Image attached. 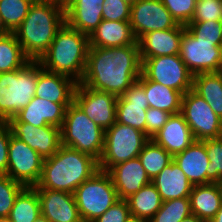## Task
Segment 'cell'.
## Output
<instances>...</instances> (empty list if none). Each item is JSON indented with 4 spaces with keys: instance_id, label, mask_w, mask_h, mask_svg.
<instances>
[{
    "instance_id": "15",
    "label": "cell",
    "mask_w": 222,
    "mask_h": 222,
    "mask_svg": "<svg viewBox=\"0 0 222 222\" xmlns=\"http://www.w3.org/2000/svg\"><path fill=\"white\" fill-rule=\"evenodd\" d=\"M7 123L13 136L24 141L43 158L53 156L61 146V128L46 125L35 127L29 123L18 122L14 117Z\"/></svg>"
},
{
    "instance_id": "1",
    "label": "cell",
    "mask_w": 222,
    "mask_h": 222,
    "mask_svg": "<svg viewBox=\"0 0 222 222\" xmlns=\"http://www.w3.org/2000/svg\"><path fill=\"white\" fill-rule=\"evenodd\" d=\"M139 44L90 47L81 85L122 96L140 77Z\"/></svg>"
},
{
    "instance_id": "16",
    "label": "cell",
    "mask_w": 222,
    "mask_h": 222,
    "mask_svg": "<svg viewBox=\"0 0 222 222\" xmlns=\"http://www.w3.org/2000/svg\"><path fill=\"white\" fill-rule=\"evenodd\" d=\"M149 108L144 87L136 81L117 98L116 122L134 127L146 134V111Z\"/></svg>"
},
{
    "instance_id": "42",
    "label": "cell",
    "mask_w": 222,
    "mask_h": 222,
    "mask_svg": "<svg viewBox=\"0 0 222 222\" xmlns=\"http://www.w3.org/2000/svg\"><path fill=\"white\" fill-rule=\"evenodd\" d=\"M131 216L127 200H117L93 222H126Z\"/></svg>"
},
{
    "instance_id": "54",
    "label": "cell",
    "mask_w": 222,
    "mask_h": 222,
    "mask_svg": "<svg viewBox=\"0 0 222 222\" xmlns=\"http://www.w3.org/2000/svg\"><path fill=\"white\" fill-rule=\"evenodd\" d=\"M222 192V180L218 183Z\"/></svg>"
},
{
    "instance_id": "25",
    "label": "cell",
    "mask_w": 222,
    "mask_h": 222,
    "mask_svg": "<svg viewBox=\"0 0 222 222\" xmlns=\"http://www.w3.org/2000/svg\"><path fill=\"white\" fill-rule=\"evenodd\" d=\"M162 201L189 197L193 185L180 167L172 161L152 181Z\"/></svg>"
},
{
    "instance_id": "4",
    "label": "cell",
    "mask_w": 222,
    "mask_h": 222,
    "mask_svg": "<svg viewBox=\"0 0 222 222\" xmlns=\"http://www.w3.org/2000/svg\"><path fill=\"white\" fill-rule=\"evenodd\" d=\"M89 48L88 35L65 22L38 61L43 69L72 77L80 83L85 73Z\"/></svg>"
},
{
    "instance_id": "41",
    "label": "cell",
    "mask_w": 222,
    "mask_h": 222,
    "mask_svg": "<svg viewBox=\"0 0 222 222\" xmlns=\"http://www.w3.org/2000/svg\"><path fill=\"white\" fill-rule=\"evenodd\" d=\"M102 17L109 21H130L131 5L124 0H104Z\"/></svg>"
},
{
    "instance_id": "45",
    "label": "cell",
    "mask_w": 222,
    "mask_h": 222,
    "mask_svg": "<svg viewBox=\"0 0 222 222\" xmlns=\"http://www.w3.org/2000/svg\"><path fill=\"white\" fill-rule=\"evenodd\" d=\"M104 0H71L67 5H102Z\"/></svg>"
},
{
    "instance_id": "50",
    "label": "cell",
    "mask_w": 222,
    "mask_h": 222,
    "mask_svg": "<svg viewBox=\"0 0 222 222\" xmlns=\"http://www.w3.org/2000/svg\"><path fill=\"white\" fill-rule=\"evenodd\" d=\"M34 222H49V221H48V219H47L45 216H43L42 214H40V215L35 219Z\"/></svg>"
},
{
    "instance_id": "49",
    "label": "cell",
    "mask_w": 222,
    "mask_h": 222,
    "mask_svg": "<svg viewBox=\"0 0 222 222\" xmlns=\"http://www.w3.org/2000/svg\"><path fill=\"white\" fill-rule=\"evenodd\" d=\"M126 222H149L145 219H142V218H139V217H136V216H130Z\"/></svg>"
},
{
    "instance_id": "28",
    "label": "cell",
    "mask_w": 222,
    "mask_h": 222,
    "mask_svg": "<svg viewBox=\"0 0 222 222\" xmlns=\"http://www.w3.org/2000/svg\"><path fill=\"white\" fill-rule=\"evenodd\" d=\"M192 90L201 96L222 120V71L193 75Z\"/></svg>"
},
{
    "instance_id": "29",
    "label": "cell",
    "mask_w": 222,
    "mask_h": 222,
    "mask_svg": "<svg viewBox=\"0 0 222 222\" xmlns=\"http://www.w3.org/2000/svg\"><path fill=\"white\" fill-rule=\"evenodd\" d=\"M103 5H66L65 22L79 32L90 35L102 22Z\"/></svg>"
},
{
    "instance_id": "8",
    "label": "cell",
    "mask_w": 222,
    "mask_h": 222,
    "mask_svg": "<svg viewBox=\"0 0 222 222\" xmlns=\"http://www.w3.org/2000/svg\"><path fill=\"white\" fill-rule=\"evenodd\" d=\"M74 197L83 222H93L119 200L110 175L101 170L78 186Z\"/></svg>"
},
{
    "instance_id": "31",
    "label": "cell",
    "mask_w": 222,
    "mask_h": 222,
    "mask_svg": "<svg viewBox=\"0 0 222 222\" xmlns=\"http://www.w3.org/2000/svg\"><path fill=\"white\" fill-rule=\"evenodd\" d=\"M41 214L35 187H24L15 198L8 218L11 222H34Z\"/></svg>"
},
{
    "instance_id": "7",
    "label": "cell",
    "mask_w": 222,
    "mask_h": 222,
    "mask_svg": "<svg viewBox=\"0 0 222 222\" xmlns=\"http://www.w3.org/2000/svg\"><path fill=\"white\" fill-rule=\"evenodd\" d=\"M150 138L134 127L115 122L105 130L99 170L107 172L118 163L137 158Z\"/></svg>"
},
{
    "instance_id": "10",
    "label": "cell",
    "mask_w": 222,
    "mask_h": 222,
    "mask_svg": "<svg viewBox=\"0 0 222 222\" xmlns=\"http://www.w3.org/2000/svg\"><path fill=\"white\" fill-rule=\"evenodd\" d=\"M196 141L222 137V120L192 89L183 94L181 112Z\"/></svg>"
},
{
    "instance_id": "21",
    "label": "cell",
    "mask_w": 222,
    "mask_h": 222,
    "mask_svg": "<svg viewBox=\"0 0 222 222\" xmlns=\"http://www.w3.org/2000/svg\"><path fill=\"white\" fill-rule=\"evenodd\" d=\"M77 84L72 78L43 69L38 61L35 96L53 103H72Z\"/></svg>"
},
{
    "instance_id": "23",
    "label": "cell",
    "mask_w": 222,
    "mask_h": 222,
    "mask_svg": "<svg viewBox=\"0 0 222 222\" xmlns=\"http://www.w3.org/2000/svg\"><path fill=\"white\" fill-rule=\"evenodd\" d=\"M90 47H121L138 44L130 21H109L103 19L88 36Z\"/></svg>"
},
{
    "instance_id": "51",
    "label": "cell",
    "mask_w": 222,
    "mask_h": 222,
    "mask_svg": "<svg viewBox=\"0 0 222 222\" xmlns=\"http://www.w3.org/2000/svg\"><path fill=\"white\" fill-rule=\"evenodd\" d=\"M0 222H11L8 217H0Z\"/></svg>"
},
{
    "instance_id": "36",
    "label": "cell",
    "mask_w": 222,
    "mask_h": 222,
    "mask_svg": "<svg viewBox=\"0 0 222 222\" xmlns=\"http://www.w3.org/2000/svg\"><path fill=\"white\" fill-rule=\"evenodd\" d=\"M202 142L205 144L210 162L207 169V184L219 183L222 180V137Z\"/></svg>"
},
{
    "instance_id": "14",
    "label": "cell",
    "mask_w": 222,
    "mask_h": 222,
    "mask_svg": "<svg viewBox=\"0 0 222 222\" xmlns=\"http://www.w3.org/2000/svg\"><path fill=\"white\" fill-rule=\"evenodd\" d=\"M130 25L138 41L145 33L172 29L178 24L161 0H138L131 6Z\"/></svg>"
},
{
    "instance_id": "12",
    "label": "cell",
    "mask_w": 222,
    "mask_h": 222,
    "mask_svg": "<svg viewBox=\"0 0 222 222\" xmlns=\"http://www.w3.org/2000/svg\"><path fill=\"white\" fill-rule=\"evenodd\" d=\"M44 159L24 141L11 134L8 146L6 175L25 187H34L40 180Z\"/></svg>"
},
{
    "instance_id": "39",
    "label": "cell",
    "mask_w": 222,
    "mask_h": 222,
    "mask_svg": "<svg viewBox=\"0 0 222 222\" xmlns=\"http://www.w3.org/2000/svg\"><path fill=\"white\" fill-rule=\"evenodd\" d=\"M197 0H161L177 24L188 25L195 13Z\"/></svg>"
},
{
    "instance_id": "26",
    "label": "cell",
    "mask_w": 222,
    "mask_h": 222,
    "mask_svg": "<svg viewBox=\"0 0 222 222\" xmlns=\"http://www.w3.org/2000/svg\"><path fill=\"white\" fill-rule=\"evenodd\" d=\"M189 198L192 214L205 222H210L222 205L218 183L193 185Z\"/></svg>"
},
{
    "instance_id": "6",
    "label": "cell",
    "mask_w": 222,
    "mask_h": 222,
    "mask_svg": "<svg viewBox=\"0 0 222 222\" xmlns=\"http://www.w3.org/2000/svg\"><path fill=\"white\" fill-rule=\"evenodd\" d=\"M105 130L91 120L73 101L66 109L61 127V145L99 160L104 149Z\"/></svg>"
},
{
    "instance_id": "18",
    "label": "cell",
    "mask_w": 222,
    "mask_h": 222,
    "mask_svg": "<svg viewBox=\"0 0 222 222\" xmlns=\"http://www.w3.org/2000/svg\"><path fill=\"white\" fill-rule=\"evenodd\" d=\"M107 173L112 179L118 198L123 200L152 181L138 157L116 164Z\"/></svg>"
},
{
    "instance_id": "52",
    "label": "cell",
    "mask_w": 222,
    "mask_h": 222,
    "mask_svg": "<svg viewBox=\"0 0 222 222\" xmlns=\"http://www.w3.org/2000/svg\"><path fill=\"white\" fill-rule=\"evenodd\" d=\"M126 3H128L129 5H133L134 3H136L138 0H124Z\"/></svg>"
},
{
    "instance_id": "17",
    "label": "cell",
    "mask_w": 222,
    "mask_h": 222,
    "mask_svg": "<svg viewBox=\"0 0 222 222\" xmlns=\"http://www.w3.org/2000/svg\"><path fill=\"white\" fill-rule=\"evenodd\" d=\"M41 214L49 222H83L74 194L51 189H36Z\"/></svg>"
},
{
    "instance_id": "3",
    "label": "cell",
    "mask_w": 222,
    "mask_h": 222,
    "mask_svg": "<svg viewBox=\"0 0 222 222\" xmlns=\"http://www.w3.org/2000/svg\"><path fill=\"white\" fill-rule=\"evenodd\" d=\"M98 171V160L93 156L61 145L53 156L44 159L40 180L34 187L74 194Z\"/></svg>"
},
{
    "instance_id": "20",
    "label": "cell",
    "mask_w": 222,
    "mask_h": 222,
    "mask_svg": "<svg viewBox=\"0 0 222 222\" xmlns=\"http://www.w3.org/2000/svg\"><path fill=\"white\" fill-rule=\"evenodd\" d=\"M70 104L53 103L35 96L14 118L18 122L29 123L35 127L52 125L61 128Z\"/></svg>"
},
{
    "instance_id": "38",
    "label": "cell",
    "mask_w": 222,
    "mask_h": 222,
    "mask_svg": "<svg viewBox=\"0 0 222 222\" xmlns=\"http://www.w3.org/2000/svg\"><path fill=\"white\" fill-rule=\"evenodd\" d=\"M24 187L6 174H0V217L9 216L15 198Z\"/></svg>"
},
{
    "instance_id": "37",
    "label": "cell",
    "mask_w": 222,
    "mask_h": 222,
    "mask_svg": "<svg viewBox=\"0 0 222 222\" xmlns=\"http://www.w3.org/2000/svg\"><path fill=\"white\" fill-rule=\"evenodd\" d=\"M185 29L196 39L222 45V21L190 22Z\"/></svg>"
},
{
    "instance_id": "48",
    "label": "cell",
    "mask_w": 222,
    "mask_h": 222,
    "mask_svg": "<svg viewBox=\"0 0 222 222\" xmlns=\"http://www.w3.org/2000/svg\"><path fill=\"white\" fill-rule=\"evenodd\" d=\"M10 32L6 29V27L4 26L2 19H1V15H0V36H4L9 34Z\"/></svg>"
},
{
    "instance_id": "9",
    "label": "cell",
    "mask_w": 222,
    "mask_h": 222,
    "mask_svg": "<svg viewBox=\"0 0 222 222\" xmlns=\"http://www.w3.org/2000/svg\"><path fill=\"white\" fill-rule=\"evenodd\" d=\"M141 73L148 79L185 94L192 89L193 74L179 54L140 58Z\"/></svg>"
},
{
    "instance_id": "33",
    "label": "cell",
    "mask_w": 222,
    "mask_h": 222,
    "mask_svg": "<svg viewBox=\"0 0 222 222\" xmlns=\"http://www.w3.org/2000/svg\"><path fill=\"white\" fill-rule=\"evenodd\" d=\"M138 158L151 180L173 161V156L152 139L144 145Z\"/></svg>"
},
{
    "instance_id": "46",
    "label": "cell",
    "mask_w": 222,
    "mask_h": 222,
    "mask_svg": "<svg viewBox=\"0 0 222 222\" xmlns=\"http://www.w3.org/2000/svg\"><path fill=\"white\" fill-rule=\"evenodd\" d=\"M180 222H205V221L199 219L196 215L191 214L188 217L181 220Z\"/></svg>"
},
{
    "instance_id": "53",
    "label": "cell",
    "mask_w": 222,
    "mask_h": 222,
    "mask_svg": "<svg viewBox=\"0 0 222 222\" xmlns=\"http://www.w3.org/2000/svg\"><path fill=\"white\" fill-rule=\"evenodd\" d=\"M65 7L71 0H59Z\"/></svg>"
},
{
    "instance_id": "43",
    "label": "cell",
    "mask_w": 222,
    "mask_h": 222,
    "mask_svg": "<svg viewBox=\"0 0 222 222\" xmlns=\"http://www.w3.org/2000/svg\"><path fill=\"white\" fill-rule=\"evenodd\" d=\"M170 113L149 107L146 111V135L151 139L167 123Z\"/></svg>"
},
{
    "instance_id": "35",
    "label": "cell",
    "mask_w": 222,
    "mask_h": 222,
    "mask_svg": "<svg viewBox=\"0 0 222 222\" xmlns=\"http://www.w3.org/2000/svg\"><path fill=\"white\" fill-rule=\"evenodd\" d=\"M190 198H177L164 201L149 222H180L191 215Z\"/></svg>"
},
{
    "instance_id": "13",
    "label": "cell",
    "mask_w": 222,
    "mask_h": 222,
    "mask_svg": "<svg viewBox=\"0 0 222 222\" xmlns=\"http://www.w3.org/2000/svg\"><path fill=\"white\" fill-rule=\"evenodd\" d=\"M117 96L77 84L74 102L104 130L116 122Z\"/></svg>"
},
{
    "instance_id": "11",
    "label": "cell",
    "mask_w": 222,
    "mask_h": 222,
    "mask_svg": "<svg viewBox=\"0 0 222 222\" xmlns=\"http://www.w3.org/2000/svg\"><path fill=\"white\" fill-rule=\"evenodd\" d=\"M179 56L193 75L222 71V45H214V41L196 40L186 29Z\"/></svg>"
},
{
    "instance_id": "2",
    "label": "cell",
    "mask_w": 222,
    "mask_h": 222,
    "mask_svg": "<svg viewBox=\"0 0 222 222\" xmlns=\"http://www.w3.org/2000/svg\"><path fill=\"white\" fill-rule=\"evenodd\" d=\"M65 23V7L59 0H35L14 34L30 60H39Z\"/></svg>"
},
{
    "instance_id": "22",
    "label": "cell",
    "mask_w": 222,
    "mask_h": 222,
    "mask_svg": "<svg viewBox=\"0 0 222 222\" xmlns=\"http://www.w3.org/2000/svg\"><path fill=\"white\" fill-rule=\"evenodd\" d=\"M151 139L173 157L196 141L181 113L171 114L167 123Z\"/></svg>"
},
{
    "instance_id": "27",
    "label": "cell",
    "mask_w": 222,
    "mask_h": 222,
    "mask_svg": "<svg viewBox=\"0 0 222 222\" xmlns=\"http://www.w3.org/2000/svg\"><path fill=\"white\" fill-rule=\"evenodd\" d=\"M137 81L144 87L149 107L163 110L170 114L181 112L182 92L148 80L142 73Z\"/></svg>"
},
{
    "instance_id": "32",
    "label": "cell",
    "mask_w": 222,
    "mask_h": 222,
    "mask_svg": "<svg viewBox=\"0 0 222 222\" xmlns=\"http://www.w3.org/2000/svg\"><path fill=\"white\" fill-rule=\"evenodd\" d=\"M29 61L14 33L0 36V73L20 69Z\"/></svg>"
},
{
    "instance_id": "40",
    "label": "cell",
    "mask_w": 222,
    "mask_h": 222,
    "mask_svg": "<svg viewBox=\"0 0 222 222\" xmlns=\"http://www.w3.org/2000/svg\"><path fill=\"white\" fill-rule=\"evenodd\" d=\"M222 21V0H197L191 22Z\"/></svg>"
},
{
    "instance_id": "30",
    "label": "cell",
    "mask_w": 222,
    "mask_h": 222,
    "mask_svg": "<svg viewBox=\"0 0 222 222\" xmlns=\"http://www.w3.org/2000/svg\"><path fill=\"white\" fill-rule=\"evenodd\" d=\"M126 200L129 205L130 214L147 221L154 216L163 203L157 188L152 182L144 185Z\"/></svg>"
},
{
    "instance_id": "19",
    "label": "cell",
    "mask_w": 222,
    "mask_h": 222,
    "mask_svg": "<svg viewBox=\"0 0 222 222\" xmlns=\"http://www.w3.org/2000/svg\"><path fill=\"white\" fill-rule=\"evenodd\" d=\"M185 26L145 33L139 40L140 58H154L179 54Z\"/></svg>"
},
{
    "instance_id": "47",
    "label": "cell",
    "mask_w": 222,
    "mask_h": 222,
    "mask_svg": "<svg viewBox=\"0 0 222 222\" xmlns=\"http://www.w3.org/2000/svg\"><path fill=\"white\" fill-rule=\"evenodd\" d=\"M210 222H222V205L219 211L215 214L214 218Z\"/></svg>"
},
{
    "instance_id": "5",
    "label": "cell",
    "mask_w": 222,
    "mask_h": 222,
    "mask_svg": "<svg viewBox=\"0 0 222 222\" xmlns=\"http://www.w3.org/2000/svg\"><path fill=\"white\" fill-rule=\"evenodd\" d=\"M38 60L22 68L0 73V122L16 116L35 97Z\"/></svg>"
},
{
    "instance_id": "24",
    "label": "cell",
    "mask_w": 222,
    "mask_h": 222,
    "mask_svg": "<svg viewBox=\"0 0 222 222\" xmlns=\"http://www.w3.org/2000/svg\"><path fill=\"white\" fill-rule=\"evenodd\" d=\"M192 185L207 184V169L210 164L205 144L193 142L188 148L173 157Z\"/></svg>"
},
{
    "instance_id": "34",
    "label": "cell",
    "mask_w": 222,
    "mask_h": 222,
    "mask_svg": "<svg viewBox=\"0 0 222 222\" xmlns=\"http://www.w3.org/2000/svg\"><path fill=\"white\" fill-rule=\"evenodd\" d=\"M35 0H0L2 22L10 33H14L27 16Z\"/></svg>"
},
{
    "instance_id": "44",
    "label": "cell",
    "mask_w": 222,
    "mask_h": 222,
    "mask_svg": "<svg viewBox=\"0 0 222 222\" xmlns=\"http://www.w3.org/2000/svg\"><path fill=\"white\" fill-rule=\"evenodd\" d=\"M11 129L7 122H0V174H6L8 168V146Z\"/></svg>"
}]
</instances>
